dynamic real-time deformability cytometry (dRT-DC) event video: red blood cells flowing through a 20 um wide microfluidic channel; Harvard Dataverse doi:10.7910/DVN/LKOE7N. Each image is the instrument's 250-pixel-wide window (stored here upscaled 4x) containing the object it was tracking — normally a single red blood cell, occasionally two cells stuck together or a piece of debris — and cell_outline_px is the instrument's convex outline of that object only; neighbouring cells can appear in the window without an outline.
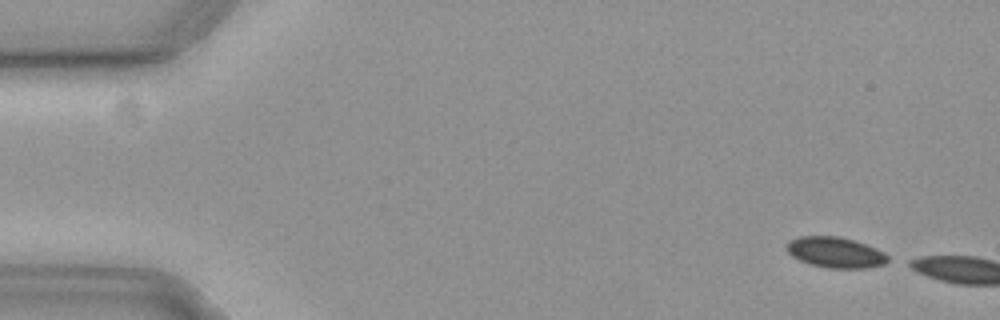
{"species": "common noctule bat (a hibernating species)", "species_latin": "Nyctalus noctula", "temperature_condition": "cold", "stored_images_in_passage": 4, "camera_frame_rate_fps": 3000, "um_per_image_px": 0.085, "animal": {"sex": "female", "body_mass_g": 19.3, "forearm_length_mm": 54.1}, "frame": {"image": 1, "passage_image": 2, "time_ms": 0.333, "image_size_px": [1000, 320], "cell_outline_px": [[888, 260], [884, 264], [868, 268], [828, 268], [812, 264], [800, 260], [792, 256], [788, 252], [784, 244], [788, 240], [800, 236], [840, 236], [876, 248], [884, 252], [888, 256]], "centroid_in_image_um": [70.98, 21.44], "position_along_channel_um": 14.0, "area_um2": 18.09}}